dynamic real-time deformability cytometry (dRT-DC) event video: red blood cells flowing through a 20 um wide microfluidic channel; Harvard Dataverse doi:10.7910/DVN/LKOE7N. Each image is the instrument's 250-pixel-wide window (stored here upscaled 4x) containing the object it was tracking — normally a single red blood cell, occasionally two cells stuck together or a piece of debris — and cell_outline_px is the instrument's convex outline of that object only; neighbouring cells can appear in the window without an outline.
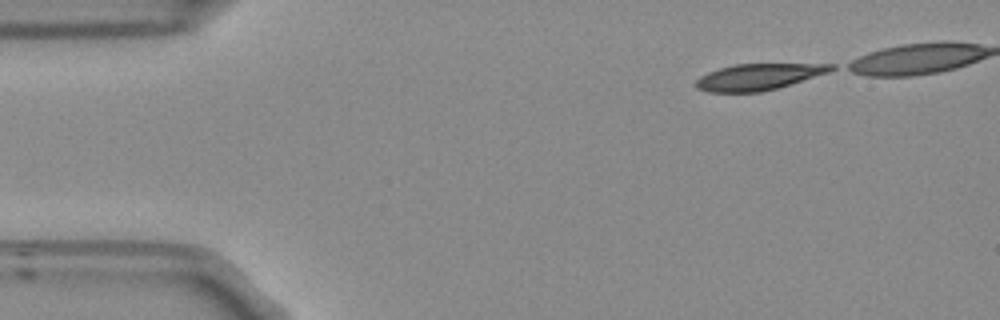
{"species": "Egyptian fruit bat (a non-hibernating species)", "species_latin": "Rousettus aegyptiacus", "temperature_condition": "room temperature", "stored_images_in_passage": 40, "camera_frame_rate_fps": 3000, "um_per_image_px": 0.085, "frame": {"image": 1, "passage_image": 1, "time_ms": 0.0, "image_size_px": [1000, 320], "cell_outline_px": [[836, 68], [828, 72], [776, 88], [760, 92], [708, 92], [696, 88], [696, 80], [700, 76], [708, 72], [720, 68], [736, 64], [836, 64]], "centroid_in_image_um": [64.44, 6.53], "position_along_channel_um": 20.6, "area_um2": 20.4}}
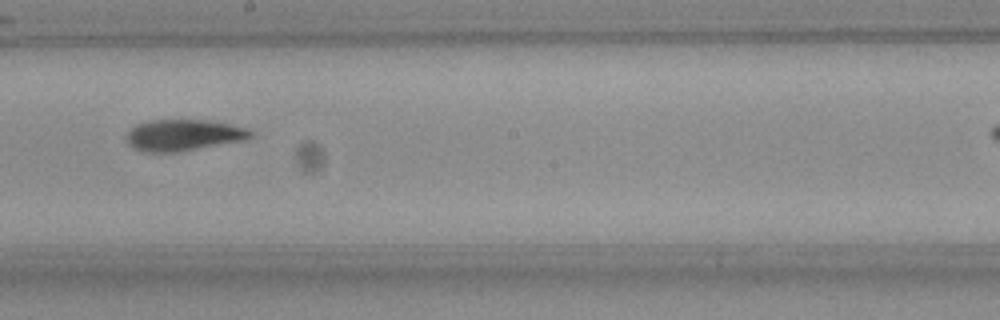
{"frame": {"image": 2, "passage_image": 24, "time_ms": 7.667, "image_size_px": [1000, 320], "cell_outline_px": [[252, 136], [244, 140], [176, 152], [148, 152], [136, 148], [128, 140], [128, 132], [136, 124], [148, 120], [208, 120], [248, 128], [252, 132]], "centroid_in_image_um": [15.63, 11.47], "position_along_channel_um": 232.6, "area_um2": 22.2}}
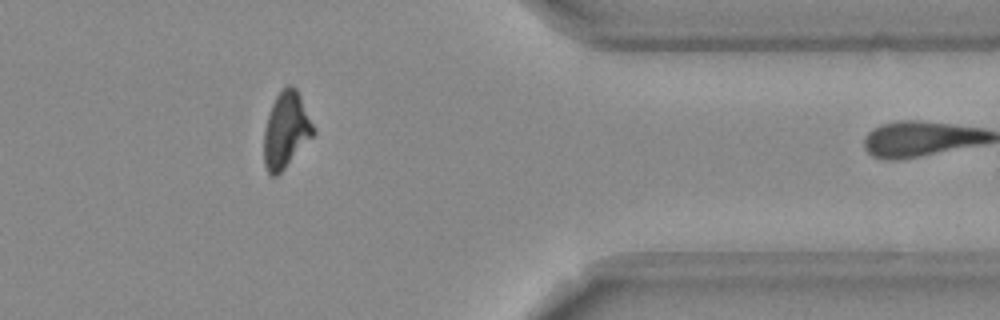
{"frame": {"image": 3, "passage_image": 38, "time_ms": 12.333, "image_size_px": [1000, 320], "cell_outline_px": [[316, 132], [284, 168], [276, 176], [272, 176], [268, 172], [264, 164], [264, 128], [272, 104], [276, 96], [288, 84], [292, 84], [296, 88], [316, 128]], "centroid_in_image_um": [24.32, 11.04], "position_along_channel_um": 387.1, "area_um2": 21.68}}